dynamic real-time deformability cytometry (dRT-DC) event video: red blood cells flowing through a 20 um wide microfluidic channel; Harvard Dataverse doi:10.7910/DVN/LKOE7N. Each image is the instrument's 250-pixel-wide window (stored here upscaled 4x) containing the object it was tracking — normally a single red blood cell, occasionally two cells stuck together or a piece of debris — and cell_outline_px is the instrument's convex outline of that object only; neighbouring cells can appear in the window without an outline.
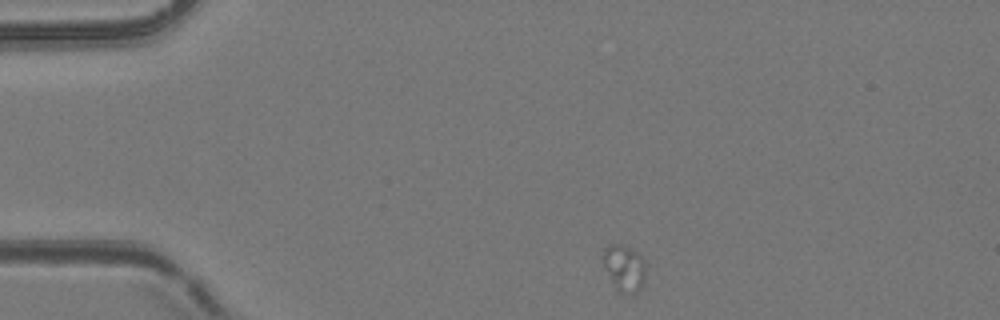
{"species": "common noctule bat (a hibernating species)", "species_latin": "Nyctalus noctula", "temperature_condition": "room temperature", "stored_images_in_passage": 6, "camera_frame_rate_fps": 3000, "um_per_image_px": 0.085, "animal": {"sex": "female", "body_mass_g": 24.6, "forearm_length_mm": 56.2}, "frame": {"image": 1, "passage_image": 1, "time_ms": 0.0, "image_size_px": [1000, 320], "cell_outline_px": [[644, 284], [636, 296], [632, 296], [616, 288], [604, 268], [604, 248], [612, 244], [620, 244], [636, 252], [644, 260]], "centroid_in_image_um": [53.09, 22.83], "position_along_channel_um": 31.9, "area_um2": 11.39}}